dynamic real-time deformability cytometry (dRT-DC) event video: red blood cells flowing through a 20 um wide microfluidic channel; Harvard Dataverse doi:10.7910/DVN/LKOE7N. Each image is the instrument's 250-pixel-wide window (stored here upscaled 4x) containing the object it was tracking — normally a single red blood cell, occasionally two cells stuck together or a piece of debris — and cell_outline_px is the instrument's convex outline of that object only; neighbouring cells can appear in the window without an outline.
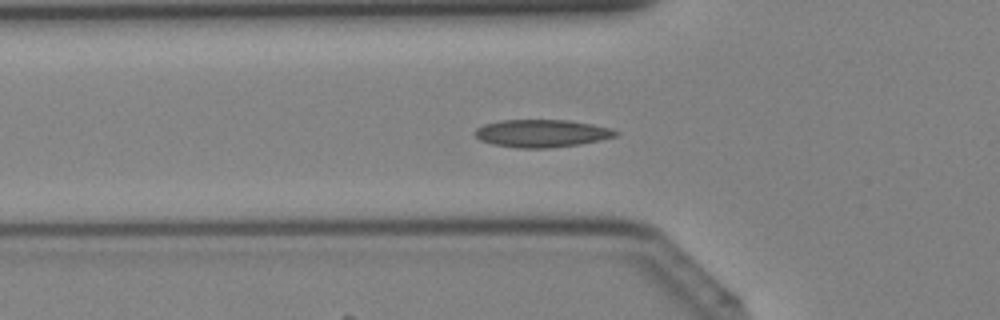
{"species": "Egyptian fruit bat (a non-hibernating species)", "species_latin": "Rousettus aegyptiacus", "temperature_condition": "cold", "stored_images_in_passage": 41, "camera_frame_rate_fps": 3000, "um_per_image_px": 0.085, "animal": {"sex": "female"}, "frame": {"image": 1, "passage_image": 14, "time_ms": 4.333, "image_size_px": [1000, 320], "cell_outline_px": [[620, 132], [616, 136], [600, 140], [580, 144], [548, 148], [516, 148], [492, 144], [480, 140], [472, 132], [476, 128], [484, 124], [500, 120], [568, 120], [592, 124], [612, 128]], "centroid_in_image_um": [46.03, 11.33], "position_along_channel_um": 79.8, "area_um2": 22.83}}
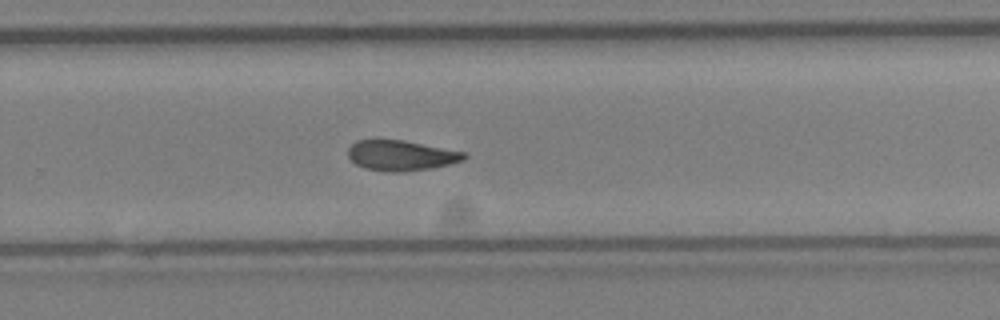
{"frame": {"image": 2, "passage_image": 27, "time_ms": 8.667, "image_size_px": [1000, 320], "cell_outline_px": [[468, 156], [464, 160], [448, 164], [428, 168], [400, 172], [388, 172], [364, 168], [356, 164], [348, 156], [348, 148], [356, 140], [376, 136], [404, 140], [468, 152]], "centroid_in_image_um": [34.05, 13.16], "position_along_channel_um": 295.7, "area_um2": 21.21}}
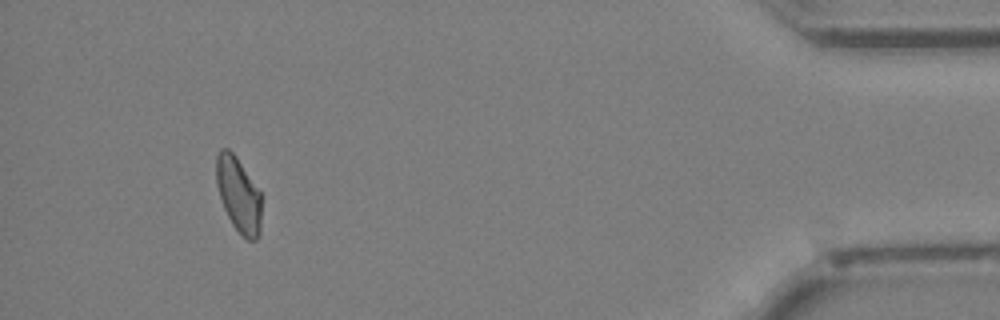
{"frame": {"image": 3, "passage_image": 38, "time_ms": 12.333, "image_size_px": [1000, 320], "cell_outline_px": [[260, 232], [256, 240], [248, 240], [232, 224], [224, 208], [216, 184], [216, 156], [220, 148], [228, 148], [236, 156], [260, 192]], "centroid_in_image_um": [20.25, 16.51], "position_along_channel_um": 414.9, "area_um2": 19.42}}